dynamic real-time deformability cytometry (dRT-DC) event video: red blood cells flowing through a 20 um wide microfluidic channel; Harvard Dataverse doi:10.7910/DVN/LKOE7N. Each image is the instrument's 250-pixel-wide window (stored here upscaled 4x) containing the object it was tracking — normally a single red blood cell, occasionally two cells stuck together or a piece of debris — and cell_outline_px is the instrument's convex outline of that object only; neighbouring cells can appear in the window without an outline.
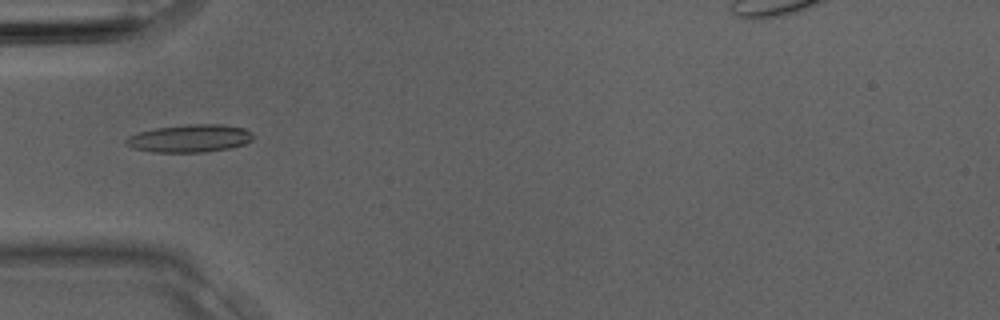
{"species": "Egyptian fruit bat (a non-hibernating species)", "species_latin": "Rousettus aegyptiacus", "temperature_condition": "room temperature", "stored_images_in_passage": 1, "camera_frame_rate_fps": 3000, "um_per_image_px": 0.085, "animal": {"sex": "male"}, "frame": {"image": 1, "passage_image": 1, "time_ms": 0.0, "image_size_px": [1000, 320], "cell_outline_px": [[256, 136], [252, 140], [244, 144], [232, 148], [204, 152], [152, 152], [132, 148], [124, 144], [124, 140], [128, 136], [136, 132], [156, 128], [192, 124], [224, 124], [244, 128], [252, 132]], "centroid_in_image_um": [16.13, 11.76], "position_along_channel_um": 68.9, "area_um2": 20.87}}